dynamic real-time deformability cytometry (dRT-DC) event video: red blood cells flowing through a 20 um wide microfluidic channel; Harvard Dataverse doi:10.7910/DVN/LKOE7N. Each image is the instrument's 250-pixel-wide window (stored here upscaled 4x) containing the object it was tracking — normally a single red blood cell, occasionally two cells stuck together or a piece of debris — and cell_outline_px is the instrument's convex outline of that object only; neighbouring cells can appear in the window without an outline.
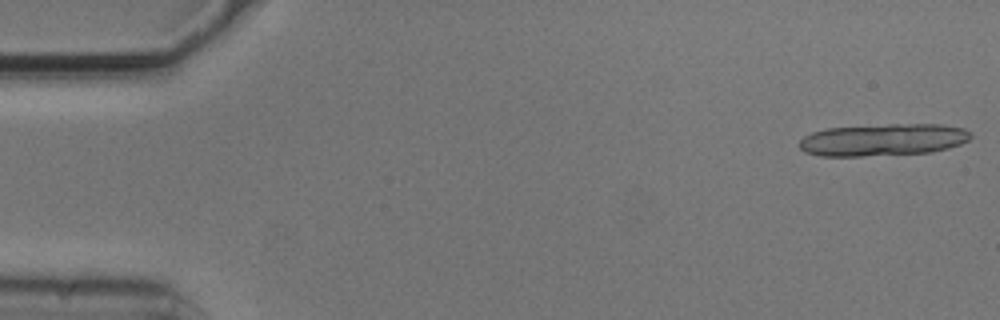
{"species": "common noctule bat (a hibernating species)", "species_latin": "Nyctalus noctula", "temperature_condition": "cold", "stored_images_in_passage": 17, "camera_frame_rate_fps": 3000, "um_per_image_px": 0.085, "animal": {"sex": "male", "body_mass_g": 20.5, "forearm_length_mm": 52.5}, "frame": {"image": 1, "passage_image": 1, "time_ms": 0.0, "image_size_px": [1000, 320], "cell_outline_px": [[972, 136], [968, 140], [960, 144], [948, 148], [932, 152], [864, 156], [820, 156], [804, 152], [800, 148], [800, 140], [804, 136], [812, 132], [828, 128], [888, 124], [944, 124], [964, 128]], "centroid_in_image_um": [75.06, 11.88], "position_along_channel_um": 9.9, "area_um2": 32.19}}